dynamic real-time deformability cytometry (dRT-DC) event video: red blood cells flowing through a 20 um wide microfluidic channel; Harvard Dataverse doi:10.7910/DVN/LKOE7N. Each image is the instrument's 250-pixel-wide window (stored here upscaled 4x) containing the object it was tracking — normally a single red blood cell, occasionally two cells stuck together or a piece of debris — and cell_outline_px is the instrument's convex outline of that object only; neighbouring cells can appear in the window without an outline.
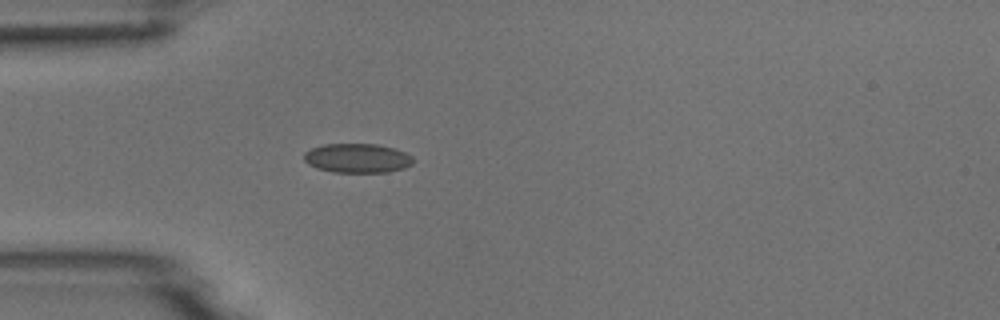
{"species": "common noctule bat (a hibernating species)", "species_latin": "Nyctalus noctula", "temperature_condition": "room temperature", "stored_images_in_passage": 5, "camera_frame_rate_fps": 3000, "um_per_image_px": 0.085, "animal": {"sex": "male", "body_mass_g": 18.8}, "frame": {"image": 1, "passage_image": 5, "time_ms": 4.667, "image_size_px": [1000, 320], "cell_outline_px": [[412, 164], [404, 168], [388, 172], [332, 172], [316, 168], [308, 164], [304, 160], [304, 152], [312, 148], [324, 144], [376, 144], [396, 148], [412, 156]], "centroid_in_image_um": [30.36, 13.44], "position_along_channel_um": 54.6, "area_um2": 18.67}}